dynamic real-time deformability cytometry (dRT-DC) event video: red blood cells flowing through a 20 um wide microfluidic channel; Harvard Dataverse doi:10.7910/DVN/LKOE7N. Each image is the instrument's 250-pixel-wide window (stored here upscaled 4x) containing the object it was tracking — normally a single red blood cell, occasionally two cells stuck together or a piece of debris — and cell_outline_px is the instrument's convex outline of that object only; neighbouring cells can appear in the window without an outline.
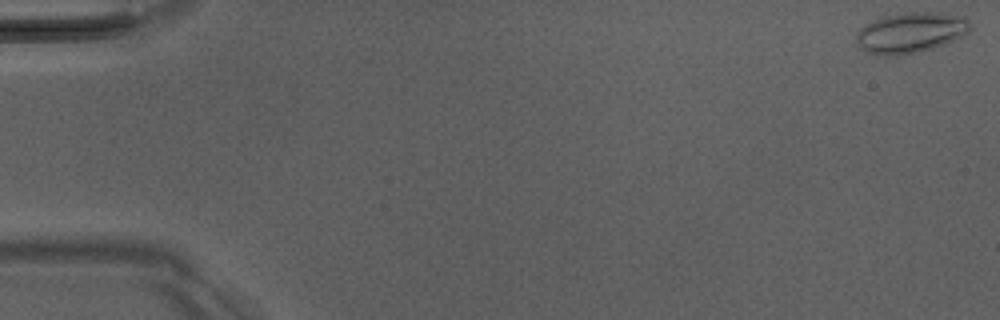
{"species": "Egyptian fruit bat (a non-hibernating species)", "species_latin": "Rousettus aegyptiacus", "temperature_condition": "room temperature", "stored_images_in_passage": 12, "camera_frame_rate_fps": 3000, "um_per_image_px": 0.085, "animal": {"sex": "male"}, "frame": {"image": 1, "passage_image": 1, "time_ms": 0.0, "image_size_px": [1000, 320], "cell_outline_px": [[972, 28], [964, 36], [944, 44], [920, 52], [896, 56], [880, 56], [864, 52], [856, 44], [856, 32], [860, 28], [876, 20], [888, 16], [904, 12], [936, 12], [964, 16], [968, 20]], "centroid_in_image_um": [77.41, 2.8], "position_along_channel_um": 7.6, "area_um2": 27.17}}